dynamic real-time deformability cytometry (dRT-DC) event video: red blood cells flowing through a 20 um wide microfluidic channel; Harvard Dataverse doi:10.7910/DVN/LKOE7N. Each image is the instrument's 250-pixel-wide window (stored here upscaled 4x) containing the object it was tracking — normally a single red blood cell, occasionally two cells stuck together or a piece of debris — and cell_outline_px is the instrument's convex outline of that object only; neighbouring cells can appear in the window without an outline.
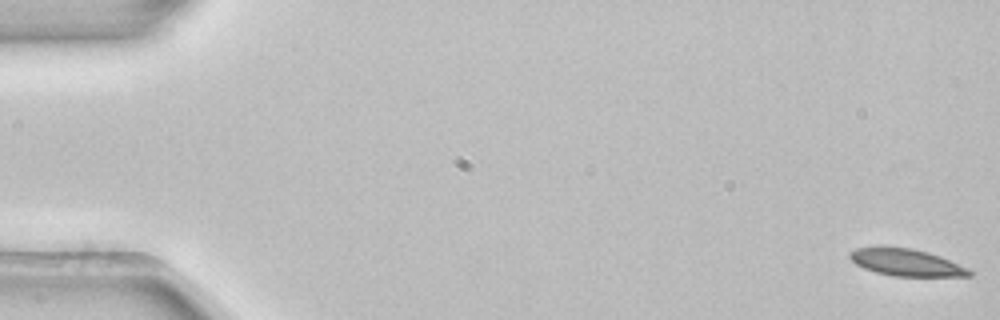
{"species": "common noctule bat (a hibernating species)", "species_latin": "Nyctalus noctula", "temperature_condition": "room temperature", "stored_images_in_passage": 4, "camera_frame_rate_fps": 3000, "um_per_image_px": 0.085, "animal": {"sex": "female", "body_mass_g": 22.7, "forearm_length_mm": 54.2}, "frame": {"image": 1, "passage_image": 1, "time_ms": 0.0, "image_size_px": [1000, 320], "cell_outline_px": [[972, 276], [892, 276], [876, 272], [864, 268], [856, 264], [848, 256], [848, 252], [856, 248], [912, 248], [928, 252], [940, 256], [968, 268], [972, 272]], "centroid_in_image_um": [77.04, 22.32], "position_along_channel_um": 8.0, "area_um2": 18.5}}
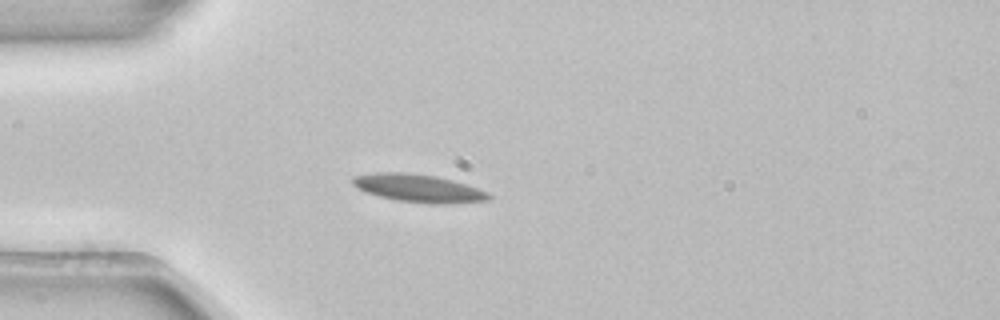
{"frame": {"image": 2, "passage_image": 4, "time_ms": 1.0, "image_size_px": [1000, 320], "cell_outline_px": [[492, 196], [488, 200], [444, 204], [432, 204], [396, 200], [364, 192], [356, 188], [352, 184], [352, 176], [376, 172], [404, 172], [436, 176], [452, 180], [488, 192]], "centroid_in_image_um": [35.52, 15.99], "position_along_channel_um": 49.5, "area_um2": 22.08}}